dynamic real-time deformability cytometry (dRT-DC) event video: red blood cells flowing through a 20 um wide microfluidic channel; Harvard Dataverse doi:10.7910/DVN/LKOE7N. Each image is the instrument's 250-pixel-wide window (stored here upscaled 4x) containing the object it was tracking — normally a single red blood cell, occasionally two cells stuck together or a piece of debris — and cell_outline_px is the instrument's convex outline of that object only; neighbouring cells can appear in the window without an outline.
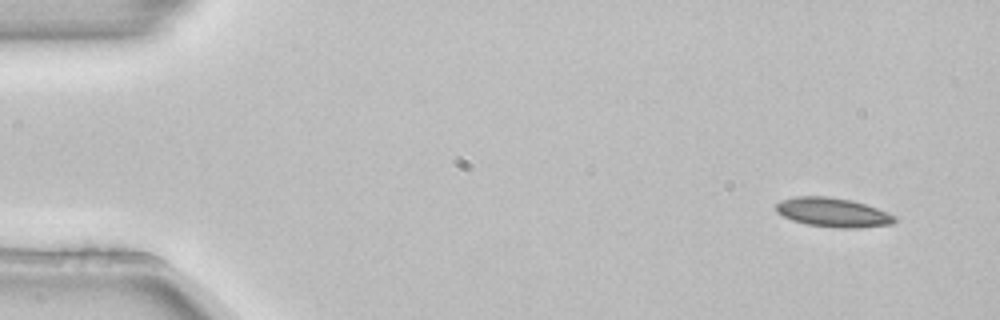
{"species": "common noctule bat (a hibernating species)", "species_latin": "Nyctalus noctula", "temperature_condition": "room temperature", "stored_images_in_passage": 4, "camera_frame_rate_fps": 3000, "um_per_image_px": 0.085, "animal": {"sex": "female", "body_mass_g": 22.7, "forearm_length_mm": 54.2}, "frame": {"image": 1, "passage_image": 1, "time_ms": 0.0, "image_size_px": [1000, 320], "cell_outline_px": [[896, 220], [892, 224], [856, 228], [836, 228], [808, 224], [792, 220], [776, 212], [776, 204], [780, 200], [796, 196], [828, 196], [852, 200], [876, 208], [896, 216]], "centroid_in_image_um": [70.78, 18.05], "position_along_channel_um": 14.2, "area_um2": 20.11}}
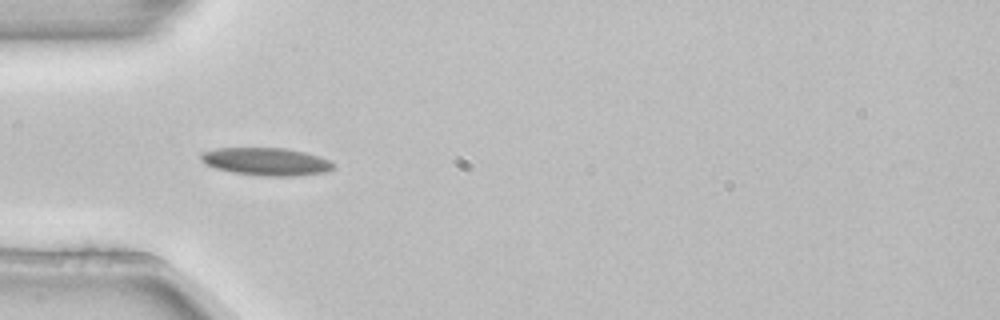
{"frame": {"image": 2, "passage_image": 3, "time_ms": 0.667, "image_size_px": [1000, 320], "cell_outline_px": [[336, 168], [324, 172], [292, 176], [264, 176], [232, 172], [216, 168], [200, 160], [200, 156], [204, 152], [216, 148], [284, 148], [304, 152], [320, 156], [328, 160]], "centroid_in_image_um": [22.64, 13.73], "position_along_channel_um": 62.4, "area_um2": 21.15}}